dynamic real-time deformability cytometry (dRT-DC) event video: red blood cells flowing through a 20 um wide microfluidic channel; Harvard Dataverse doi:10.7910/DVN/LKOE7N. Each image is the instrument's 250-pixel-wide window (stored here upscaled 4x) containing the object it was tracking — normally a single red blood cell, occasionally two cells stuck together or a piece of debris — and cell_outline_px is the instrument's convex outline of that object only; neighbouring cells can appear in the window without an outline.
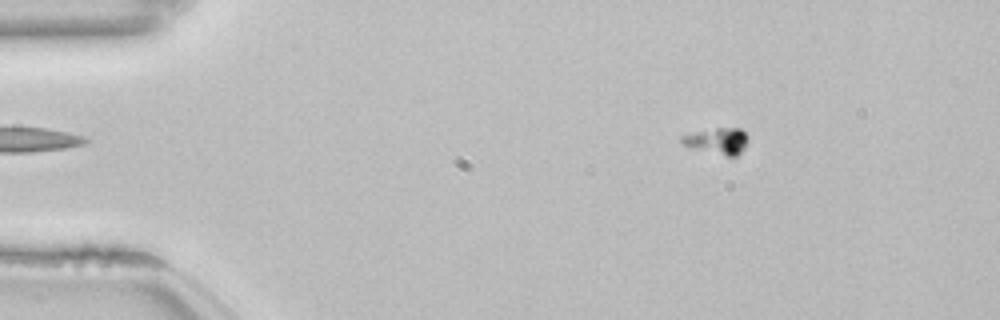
{"species": "common noctule bat (a hibernating species)", "species_latin": "Nyctalus noctula", "temperature_condition": "room temperature", "stored_images_in_passage": 56, "camera_frame_rate_fps": 3000, "um_per_image_px": 0.085, "animal": {"sex": "female", "body_mass_g": 22.7, "forearm_length_mm": 54.2}, "frame": {"image": 1, "passage_image": 9, "time_ms": 2.667, "image_size_px": [1000, 320], "cell_outline_px": [[748, 140], [744, 148], [736, 156], [724, 156], [692, 148], [684, 144], [680, 140], [680, 136], [696, 132], [716, 128], [740, 128], [748, 136]], "centroid_in_image_um": [60.99, 11.99], "position_along_channel_um": 24.0, "area_um2": 10.06}}
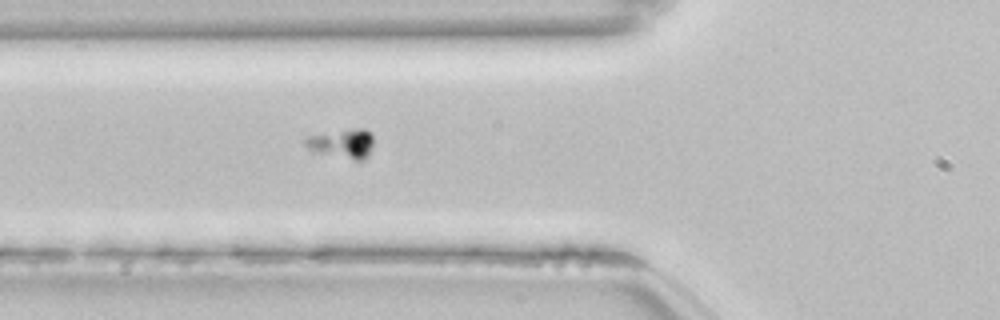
{"frame": {"image": 2, "passage_image": 21, "time_ms": 6.667, "image_size_px": [1000, 320], "cell_outline_px": [[372, 148], [368, 156], [360, 164], [312, 152], [304, 144], [304, 140], [308, 136], [356, 128], [364, 128], [372, 136]], "centroid_in_image_um": [29.1, 12.29], "position_along_channel_um": 96.7, "area_um2": 12.2}}